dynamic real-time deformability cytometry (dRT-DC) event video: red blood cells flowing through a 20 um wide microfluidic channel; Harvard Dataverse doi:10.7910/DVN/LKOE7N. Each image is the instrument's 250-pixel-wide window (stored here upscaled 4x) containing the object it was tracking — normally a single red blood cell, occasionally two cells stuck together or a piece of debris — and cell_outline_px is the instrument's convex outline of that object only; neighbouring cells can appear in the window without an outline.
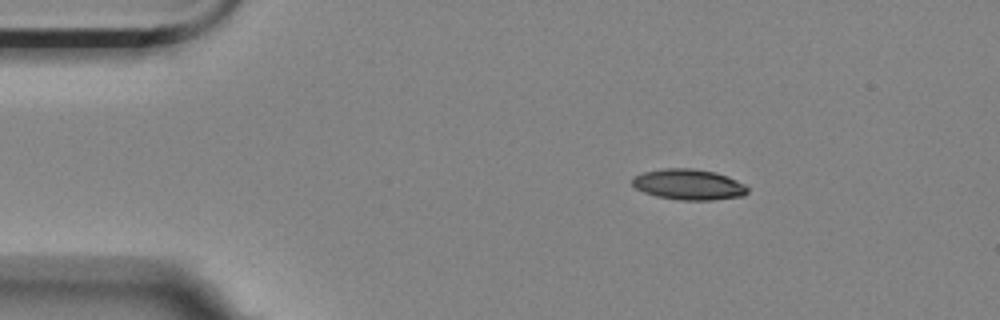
{"species": "Egyptian fruit bat (a non-hibernating species)", "species_latin": "Rousettus aegyptiacus", "temperature_condition": "room temperature", "stored_images_in_passage": 3, "camera_frame_rate_fps": 3000, "um_per_image_px": 0.085, "animal": {"sex": "female"}, "frame": {"image": 1, "passage_image": 1, "time_ms": 0.0, "image_size_px": [1000, 320], "cell_outline_px": [[748, 192], [744, 196], [712, 200], [680, 200], [656, 196], [644, 192], [636, 188], [632, 184], [632, 176], [644, 172], [664, 168], [692, 168], [716, 172], [728, 176], [744, 184], [748, 188]], "centroid_in_image_um": [58.54, 15.68], "position_along_channel_um": 26.5, "area_um2": 20.75}}